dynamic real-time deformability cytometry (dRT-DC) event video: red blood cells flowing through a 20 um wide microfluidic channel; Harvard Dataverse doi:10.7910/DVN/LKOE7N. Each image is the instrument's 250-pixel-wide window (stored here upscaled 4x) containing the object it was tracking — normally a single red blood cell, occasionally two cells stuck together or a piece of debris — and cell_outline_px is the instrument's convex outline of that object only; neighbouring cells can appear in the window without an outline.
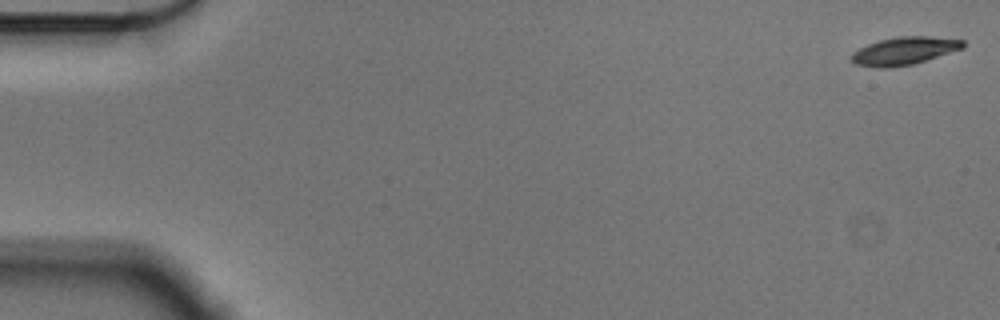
{"species": "Egyptian fruit bat (a non-hibernating species)", "species_latin": "Rousettus aegyptiacus", "temperature_condition": "cold", "stored_images_in_passage": 18, "camera_frame_rate_fps": 3000, "um_per_image_px": 0.085, "animal": {"sex": "male"}, "frame": {"image": 1, "passage_image": 1, "time_ms": 0.0, "image_size_px": [1000, 320], "cell_outline_px": [[964, 48], [912, 64], [888, 68], [876, 68], [856, 64], [848, 56], [852, 52], [868, 44], [880, 40], [900, 36], [928, 36], [964, 40]], "centroid_in_image_um": [76.83, 4.33], "position_along_channel_um": 8.2, "area_um2": 17.98}}
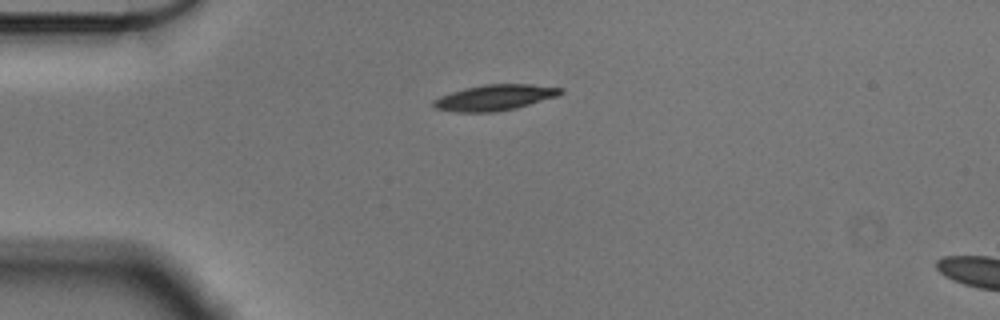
{"frame": {"image": 2, "passage_image": 14, "time_ms": 4.333, "image_size_px": [1000, 320], "cell_outline_px": [[564, 92], [556, 96], [516, 108], [496, 112], [456, 112], [432, 108], [432, 100], [440, 96], [464, 88], [484, 84], [532, 84], [564, 88]], "centroid_in_image_um": [42.02, 8.29], "position_along_channel_um": 43.0, "area_um2": 19.19}}